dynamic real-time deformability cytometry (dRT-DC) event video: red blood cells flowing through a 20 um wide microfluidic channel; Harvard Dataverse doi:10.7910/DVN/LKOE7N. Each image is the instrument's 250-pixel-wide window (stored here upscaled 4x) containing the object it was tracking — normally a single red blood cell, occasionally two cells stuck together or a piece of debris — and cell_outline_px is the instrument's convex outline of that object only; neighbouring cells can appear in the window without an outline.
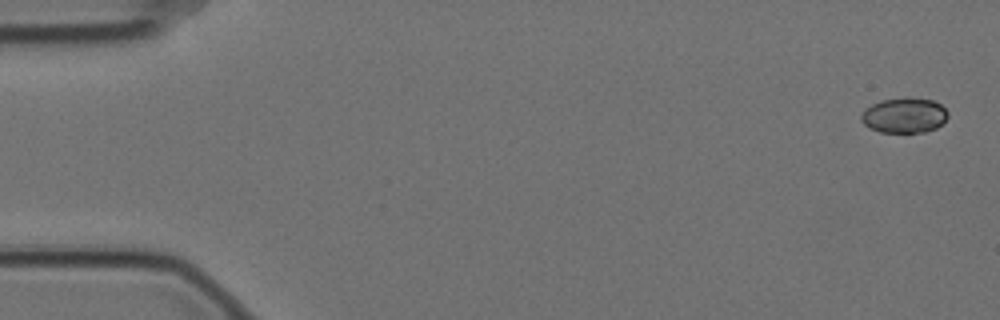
{"species": "Egyptian fruit bat (a non-hibernating species)", "species_latin": "Rousettus aegyptiacus", "temperature_condition": "cold", "stored_images_in_passage": 57, "camera_frame_rate_fps": 3000, "um_per_image_px": 0.085, "animal": {"sex": "female"}, "frame": {"image": 1, "passage_image": 1, "time_ms": 0.0, "image_size_px": [1000, 320], "cell_outline_px": [[948, 116], [936, 128], [924, 132], [880, 132], [868, 128], [860, 120], [860, 116], [864, 108], [880, 100], [908, 96], [932, 100], [940, 104], [948, 112]], "centroid_in_image_um": [76.82, 9.79], "position_along_channel_um": 8.2, "area_um2": 18.03}}
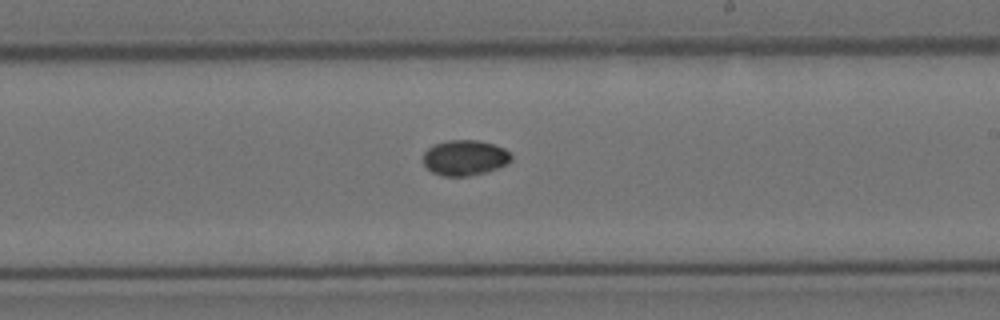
{"frame": {"image": 2, "passage_image": 33, "time_ms": 10.667, "image_size_px": [1000, 320], "cell_outline_px": [[512, 160], [496, 168], [484, 172], [468, 176], [440, 176], [432, 172], [424, 164], [424, 152], [432, 144], [448, 140], [476, 140], [492, 144], [504, 148], [512, 156]], "centroid_in_image_um": [39.47, 13.4], "position_along_channel_um": 249.5, "area_um2": 18.03}}
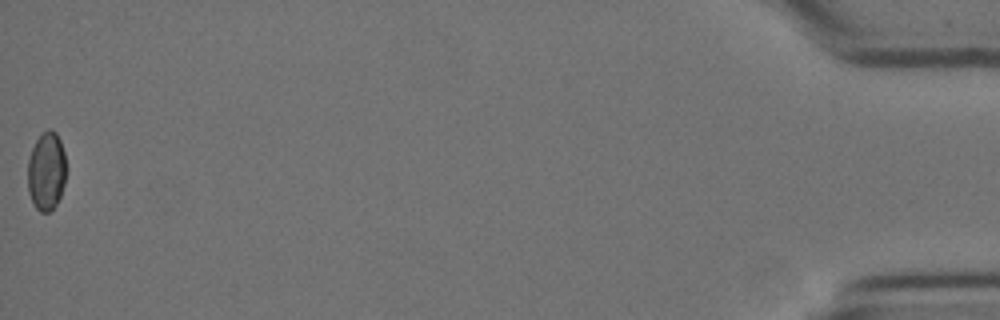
{"frame": {"image": 3, "passage_image": 57, "time_ms": 18.667, "image_size_px": [1000, 320], "cell_outline_px": [[64, 184], [60, 196], [56, 204], [48, 212], [40, 212], [32, 204], [28, 192], [28, 160], [32, 148], [36, 140], [48, 128], [52, 128], [56, 132], [60, 140], [64, 152]], "centroid_in_image_um": [3.92, 14.55], "position_along_channel_um": 431.3, "area_um2": 17.46}, "authors_computed_cell_mechanics": {"area_um2": 18.0336, "velocity_mm_per_s": 3.5189, "shape_relaxation_time_tau1_ms": null, "shape_relaxation_time_tau2_ms": 5.2631, "deformation_change_tau1": null, "deformation_change_tau2": 0.0316}}